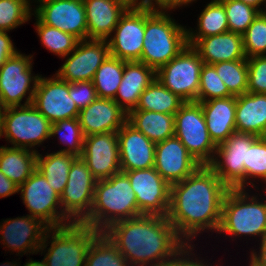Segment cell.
I'll use <instances>...</instances> for the list:
<instances>
[{
	"label": "cell",
	"mask_w": 266,
	"mask_h": 266,
	"mask_svg": "<svg viewBox=\"0 0 266 266\" xmlns=\"http://www.w3.org/2000/svg\"><path fill=\"white\" fill-rule=\"evenodd\" d=\"M228 190L208 165H201L193 174L170 186L167 218L186 244L205 229L217 233Z\"/></svg>",
	"instance_id": "1"
},
{
	"label": "cell",
	"mask_w": 266,
	"mask_h": 266,
	"mask_svg": "<svg viewBox=\"0 0 266 266\" xmlns=\"http://www.w3.org/2000/svg\"><path fill=\"white\" fill-rule=\"evenodd\" d=\"M103 232L129 266H162L186 245L169 219L158 215L120 220Z\"/></svg>",
	"instance_id": "2"
},
{
	"label": "cell",
	"mask_w": 266,
	"mask_h": 266,
	"mask_svg": "<svg viewBox=\"0 0 266 266\" xmlns=\"http://www.w3.org/2000/svg\"><path fill=\"white\" fill-rule=\"evenodd\" d=\"M142 216L130 180L124 172L98 180L89 215L81 224L103 232L111 224Z\"/></svg>",
	"instance_id": "3"
},
{
	"label": "cell",
	"mask_w": 266,
	"mask_h": 266,
	"mask_svg": "<svg viewBox=\"0 0 266 266\" xmlns=\"http://www.w3.org/2000/svg\"><path fill=\"white\" fill-rule=\"evenodd\" d=\"M167 11L145 8V31L141 59L157 71L187 45V29L177 24Z\"/></svg>",
	"instance_id": "4"
},
{
	"label": "cell",
	"mask_w": 266,
	"mask_h": 266,
	"mask_svg": "<svg viewBox=\"0 0 266 266\" xmlns=\"http://www.w3.org/2000/svg\"><path fill=\"white\" fill-rule=\"evenodd\" d=\"M246 189H229L222 202L218 233L231 236L266 237V200H257ZM256 235V236H255Z\"/></svg>",
	"instance_id": "5"
},
{
	"label": "cell",
	"mask_w": 266,
	"mask_h": 266,
	"mask_svg": "<svg viewBox=\"0 0 266 266\" xmlns=\"http://www.w3.org/2000/svg\"><path fill=\"white\" fill-rule=\"evenodd\" d=\"M51 124L32 104L6 107L3 113L2 136L15 148L38 152L33 147L50 139Z\"/></svg>",
	"instance_id": "6"
},
{
	"label": "cell",
	"mask_w": 266,
	"mask_h": 266,
	"mask_svg": "<svg viewBox=\"0 0 266 266\" xmlns=\"http://www.w3.org/2000/svg\"><path fill=\"white\" fill-rule=\"evenodd\" d=\"M203 64L198 52L187 44L175 58L156 71V78L184 102H198Z\"/></svg>",
	"instance_id": "7"
},
{
	"label": "cell",
	"mask_w": 266,
	"mask_h": 266,
	"mask_svg": "<svg viewBox=\"0 0 266 266\" xmlns=\"http://www.w3.org/2000/svg\"><path fill=\"white\" fill-rule=\"evenodd\" d=\"M175 136L188 152L201 164L209 165L216 152L198 102H185L174 114Z\"/></svg>",
	"instance_id": "8"
},
{
	"label": "cell",
	"mask_w": 266,
	"mask_h": 266,
	"mask_svg": "<svg viewBox=\"0 0 266 266\" xmlns=\"http://www.w3.org/2000/svg\"><path fill=\"white\" fill-rule=\"evenodd\" d=\"M98 230L81 223L51 228V243L45 266H85L86 255Z\"/></svg>",
	"instance_id": "9"
},
{
	"label": "cell",
	"mask_w": 266,
	"mask_h": 266,
	"mask_svg": "<svg viewBox=\"0 0 266 266\" xmlns=\"http://www.w3.org/2000/svg\"><path fill=\"white\" fill-rule=\"evenodd\" d=\"M18 192L21 193L29 215L40 219L49 228H60L73 223L62 211L60 196L39 170L36 169L19 186ZM58 208L60 211H57Z\"/></svg>",
	"instance_id": "10"
},
{
	"label": "cell",
	"mask_w": 266,
	"mask_h": 266,
	"mask_svg": "<svg viewBox=\"0 0 266 266\" xmlns=\"http://www.w3.org/2000/svg\"><path fill=\"white\" fill-rule=\"evenodd\" d=\"M32 59L33 55L26 56L17 52L0 65V104L4 108L32 104L40 76H33L31 73ZM26 93L28 97L24 104H21Z\"/></svg>",
	"instance_id": "11"
},
{
	"label": "cell",
	"mask_w": 266,
	"mask_h": 266,
	"mask_svg": "<svg viewBox=\"0 0 266 266\" xmlns=\"http://www.w3.org/2000/svg\"><path fill=\"white\" fill-rule=\"evenodd\" d=\"M257 138L253 134L234 132L217 145L215 156L208 166L229 189H245L247 147Z\"/></svg>",
	"instance_id": "12"
},
{
	"label": "cell",
	"mask_w": 266,
	"mask_h": 266,
	"mask_svg": "<svg viewBox=\"0 0 266 266\" xmlns=\"http://www.w3.org/2000/svg\"><path fill=\"white\" fill-rule=\"evenodd\" d=\"M96 182L85 161L76 157L60 196L62 211L73 223H81L89 215Z\"/></svg>",
	"instance_id": "13"
},
{
	"label": "cell",
	"mask_w": 266,
	"mask_h": 266,
	"mask_svg": "<svg viewBox=\"0 0 266 266\" xmlns=\"http://www.w3.org/2000/svg\"><path fill=\"white\" fill-rule=\"evenodd\" d=\"M3 221L2 225L0 224V238L3 246L5 245V248H9L12 252H18L21 255L28 252L37 254L49 246L47 241L51 236V228L40 219L28 214Z\"/></svg>",
	"instance_id": "14"
},
{
	"label": "cell",
	"mask_w": 266,
	"mask_h": 266,
	"mask_svg": "<svg viewBox=\"0 0 266 266\" xmlns=\"http://www.w3.org/2000/svg\"><path fill=\"white\" fill-rule=\"evenodd\" d=\"M121 172H124L130 180L142 215L167 217L170 206V185L154 167Z\"/></svg>",
	"instance_id": "15"
},
{
	"label": "cell",
	"mask_w": 266,
	"mask_h": 266,
	"mask_svg": "<svg viewBox=\"0 0 266 266\" xmlns=\"http://www.w3.org/2000/svg\"><path fill=\"white\" fill-rule=\"evenodd\" d=\"M32 105L51 123L78 118L80 111L69 95V83L56 74L48 79L39 76Z\"/></svg>",
	"instance_id": "16"
},
{
	"label": "cell",
	"mask_w": 266,
	"mask_h": 266,
	"mask_svg": "<svg viewBox=\"0 0 266 266\" xmlns=\"http://www.w3.org/2000/svg\"><path fill=\"white\" fill-rule=\"evenodd\" d=\"M34 15L41 23L74 35L79 40L88 39L85 7L82 0H36Z\"/></svg>",
	"instance_id": "17"
},
{
	"label": "cell",
	"mask_w": 266,
	"mask_h": 266,
	"mask_svg": "<svg viewBox=\"0 0 266 266\" xmlns=\"http://www.w3.org/2000/svg\"><path fill=\"white\" fill-rule=\"evenodd\" d=\"M109 55L106 39L79 40L76 48L67 55L65 63L55 74L68 83L92 81L97 69Z\"/></svg>",
	"instance_id": "18"
},
{
	"label": "cell",
	"mask_w": 266,
	"mask_h": 266,
	"mask_svg": "<svg viewBox=\"0 0 266 266\" xmlns=\"http://www.w3.org/2000/svg\"><path fill=\"white\" fill-rule=\"evenodd\" d=\"M145 31V8H128L106 39L110 55L126 62L140 61Z\"/></svg>",
	"instance_id": "19"
},
{
	"label": "cell",
	"mask_w": 266,
	"mask_h": 266,
	"mask_svg": "<svg viewBox=\"0 0 266 266\" xmlns=\"http://www.w3.org/2000/svg\"><path fill=\"white\" fill-rule=\"evenodd\" d=\"M81 158L97 181L121 172L117 132L85 136Z\"/></svg>",
	"instance_id": "20"
},
{
	"label": "cell",
	"mask_w": 266,
	"mask_h": 266,
	"mask_svg": "<svg viewBox=\"0 0 266 266\" xmlns=\"http://www.w3.org/2000/svg\"><path fill=\"white\" fill-rule=\"evenodd\" d=\"M200 166L175 135L156 143L154 168L170 186L184 180Z\"/></svg>",
	"instance_id": "21"
},
{
	"label": "cell",
	"mask_w": 266,
	"mask_h": 266,
	"mask_svg": "<svg viewBox=\"0 0 266 266\" xmlns=\"http://www.w3.org/2000/svg\"><path fill=\"white\" fill-rule=\"evenodd\" d=\"M121 171L154 167L156 143L128 121L117 131Z\"/></svg>",
	"instance_id": "22"
},
{
	"label": "cell",
	"mask_w": 266,
	"mask_h": 266,
	"mask_svg": "<svg viewBox=\"0 0 266 266\" xmlns=\"http://www.w3.org/2000/svg\"><path fill=\"white\" fill-rule=\"evenodd\" d=\"M127 118L128 113L114 99L99 97L78 114L85 136L117 132L127 122Z\"/></svg>",
	"instance_id": "23"
},
{
	"label": "cell",
	"mask_w": 266,
	"mask_h": 266,
	"mask_svg": "<svg viewBox=\"0 0 266 266\" xmlns=\"http://www.w3.org/2000/svg\"><path fill=\"white\" fill-rule=\"evenodd\" d=\"M192 47L198 52L204 64L246 60L243 35L226 32L198 39Z\"/></svg>",
	"instance_id": "24"
},
{
	"label": "cell",
	"mask_w": 266,
	"mask_h": 266,
	"mask_svg": "<svg viewBox=\"0 0 266 266\" xmlns=\"http://www.w3.org/2000/svg\"><path fill=\"white\" fill-rule=\"evenodd\" d=\"M198 103L202 107L209 136L216 146L236 132V96Z\"/></svg>",
	"instance_id": "25"
},
{
	"label": "cell",
	"mask_w": 266,
	"mask_h": 266,
	"mask_svg": "<svg viewBox=\"0 0 266 266\" xmlns=\"http://www.w3.org/2000/svg\"><path fill=\"white\" fill-rule=\"evenodd\" d=\"M88 39H108L128 7L118 0H82Z\"/></svg>",
	"instance_id": "26"
},
{
	"label": "cell",
	"mask_w": 266,
	"mask_h": 266,
	"mask_svg": "<svg viewBox=\"0 0 266 266\" xmlns=\"http://www.w3.org/2000/svg\"><path fill=\"white\" fill-rule=\"evenodd\" d=\"M156 71L139 61L125 62L114 100L127 112L135 109L141 93L154 81Z\"/></svg>",
	"instance_id": "27"
},
{
	"label": "cell",
	"mask_w": 266,
	"mask_h": 266,
	"mask_svg": "<svg viewBox=\"0 0 266 266\" xmlns=\"http://www.w3.org/2000/svg\"><path fill=\"white\" fill-rule=\"evenodd\" d=\"M236 132L266 137V94L236 96Z\"/></svg>",
	"instance_id": "28"
},
{
	"label": "cell",
	"mask_w": 266,
	"mask_h": 266,
	"mask_svg": "<svg viewBox=\"0 0 266 266\" xmlns=\"http://www.w3.org/2000/svg\"><path fill=\"white\" fill-rule=\"evenodd\" d=\"M38 152L15 147H0V171L18 186L37 168Z\"/></svg>",
	"instance_id": "29"
},
{
	"label": "cell",
	"mask_w": 266,
	"mask_h": 266,
	"mask_svg": "<svg viewBox=\"0 0 266 266\" xmlns=\"http://www.w3.org/2000/svg\"><path fill=\"white\" fill-rule=\"evenodd\" d=\"M127 121L149 140L158 143L175 135L174 115L147 110H131Z\"/></svg>",
	"instance_id": "30"
},
{
	"label": "cell",
	"mask_w": 266,
	"mask_h": 266,
	"mask_svg": "<svg viewBox=\"0 0 266 266\" xmlns=\"http://www.w3.org/2000/svg\"><path fill=\"white\" fill-rule=\"evenodd\" d=\"M75 155L63 152L37 154V170L46 178L49 185L59 196L63 193L68 181V174Z\"/></svg>",
	"instance_id": "31"
},
{
	"label": "cell",
	"mask_w": 266,
	"mask_h": 266,
	"mask_svg": "<svg viewBox=\"0 0 266 266\" xmlns=\"http://www.w3.org/2000/svg\"><path fill=\"white\" fill-rule=\"evenodd\" d=\"M197 27V33L187 29V44L190 46L198 39L229 31L225 8L220 0H213L205 6L198 18Z\"/></svg>",
	"instance_id": "32"
},
{
	"label": "cell",
	"mask_w": 266,
	"mask_h": 266,
	"mask_svg": "<svg viewBox=\"0 0 266 266\" xmlns=\"http://www.w3.org/2000/svg\"><path fill=\"white\" fill-rule=\"evenodd\" d=\"M185 102L164 87L157 78L141 93L133 110H147L174 115Z\"/></svg>",
	"instance_id": "33"
},
{
	"label": "cell",
	"mask_w": 266,
	"mask_h": 266,
	"mask_svg": "<svg viewBox=\"0 0 266 266\" xmlns=\"http://www.w3.org/2000/svg\"><path fill=\"white\" fill-rule=\"evenodd\" d=\"M125 62L109 55L97 69L92 81L99 98H115L123 78Z\"/></svg>",
	"instance_id": "34"
},
{
	"label": "cell",
	"mask_w": 266,
	"mask_h": 266,
	"mask_svg": "<svg viewBox=\"0 0 266 266\" xmlns=\"http://www.w3.org/2000/svg\"><path fill=\"white\" fill-rule=\"evenodd\" d=\"M85 266H129V264L108 236L104 232H99L89 246Z\"/></svg>",
	"instance_id": "35"
},
{
	"label": "cell",
	"mask_w": 266,
	"mask_h": 266,
	"mask_svg": "<svg viewBox=\"0 0 266 266\" xmlns=\"http://www.w3.org/2000/svg\"><path fill=\"white\" fill-rule=\"evenodd\" d=\"M36 19V32L42 45L51 53L66 58L77 46L79 39L70 33L41 23Z\"/></svg>",
	"instance_id": "36"
},
{
	"label": "cell",
	"mask_w": 266,
	"mask_h": 266,
	"mask_svg": "<svg viewBox=\"0 0 266 266\" xmlns=\"http://www.w3.org/2000/svg\"><path fill=\"white\" fill-rule=\"evenodd\" d=\"M217 74L233 96L247 93L248 65L247 60L223 61L214 63Z\"/></svg>",
	"instance_id": "37"
},
{
	"label": "cell",
	"mask_w": 266,
	"mask_h": 266,
	"mask_svg": "<svg viewBox=\"0 0 266 266\" xmlns=\"http://www.w3.org/2000/svg\"><path fill=\"white\" fill-rule=\"evenodd\" d=\"M60 134V135H59ZM59 135L62 144L66 148L57 152L70 153L76 157H81L83 153V144L85 135L79 124L78 118L60 120L51 124L50 138Z\"/></svg>",
	"instance_id": "38"
},
{
	"label": "cell",
	"mask_w": 266,
	"mask_h": 266,
	"mask_svg": "<svg viewBox=\"0 0 266 266\" xmlns=\"http://www.w3.org/2000/svg\"><path fill=\"white\" fill-rule=\"evenodd\" d=\"M225 8L230 32L243 35L260 11L240 0H220Z\"/></svg>",
	"instance_id": "39"
},
{
	"label": "cell",
	"mask_w": 266,
	"mask_h": 266,
	"mask_svg": "<svg viewBox=\"0 0 266 266\" xmlns=\"http://www.w3.org/2000/svg\"><path fill=\"white\" fill-rule=\"evenodd\" d=\"M31 0H0V30L10 32L29 21Z\"/></svg>",
	"instance_id": "40"
},
{
	"label": "cell",
	"mask_w": 266,
	"mask_h": 266,
	"mask_svg": "<svg viewBox=\"0 0 266 266\" xmlns=\"http://www.w3.org/2000/svg\"><path fill=\"white\" fill-rule=\"evenodd\" d=\"M244 166L245 187L250 184L257 188L253 182L247 181L254 178L263 179L266 183V137H258L247 147V163H244Z\"/></svg>",
	"instance_id": "41"
},
{
	"label": "cell",
	"mask_w": 266,
	"mask_h": 266,
	"mask_svg": "<svg viewBox=\"0 0 266 266\" xmlns=\"http://www.w3.org/2000/svg\"><path fill=\"white\" fill-rule=\"evenodd\" d=\"M246 58L266 56V12H260L243 34Z\"/></svg>",
	"instance_id": "42"
},
{
	"label": "cell",
	"mask_w": 266,
	"mask_h": 266,
	"mask_svg": "<svg viewBox=\"0 0 266 266\" xmlns=\"http://www.w3.org/2000/svg\"><path fill=\"white\" fill-rule=\"evenodd\" d=\"M233 96L213 65L203 64L200 74L198 102Z\"/></svg>",
	"instance_id": "43"
},
{
	"label": "cell",
	"mask_w": 266,
	"mask_h": 266,
	"mask_svg": "<svg viewBox=\"0 0 266 266\" xmlns=\"http://www.w3.org/2000/svg\"><path fill=\"white\" fill-rule=\"evenodd\" d=\"M248 93L266 94V56L248 57Z\"/></svg>",
	"instance_id": "44"
},
{
	"label": "cell",
	"mask_w": 266,
	"mask_h": 266,
	"mask_svg": "<svg viewBox=\"0 0 266 266\" xmlns=\"http://www.w3.org/2000/svg\"><path fill=\"white\" fill-rule=\"evenodd\" d=\"M69 95L79 110L86 108L98 98L93 81L69 83Z\"/></svg>",
	"instance_id": "45"
},
{
	"label": "cell",
	"mask_w": 266,
	"mask_h": 266,
	"mask_svg": "<svg viewBox=\"0 0 266 266\" xmlns=\"http://www.w3.org/2000/svg\"><path fill=\"white\" fill-rule=\"evenodd\" d=\"M192 244H186L180 249L170 260L165 262L162 266H209V264H203L202 260L193 259L195 254L193 251L194 246ZM190 254V255H189ZM182 256V257H181ZM190 256H193L190 258Z\"/></svg>",
	"instance_id": "46"
},
{
	"label": "cell",
	"mask_w": 266,
	"mask_h": 266,
	"mask_svg": "<svg viewBox=\"0 0 266 266\" xmlns=\"http://www.w3.org/2000/svg\"><path fill=\"white\" fill-rule=\"evenodd\" d=\"M8 33L0 30V65L17 53Z\"/></svg>",
	"instance_id": "47"
},
{
	"label": "cell",
	"mask_w": 266,
	"mask_h": 266,
	"mask_svg": "<svg viewBox=\"0 0 266 266\" xmlns=\"http://www.w3.org/2000/svg\"><path fill=\"white\" fill-rule=\"evenodd\" d=\"M19 186L15 184L13 181L8 179L1 171H0V198H5L11 196L15 193H18Z\"/></svg>",
	"instance_id": "48"
},
{
	"label": "cell",
	"mask_w": 266,
	"mask_h": 266,
	"mask_svg": "<svg viewBox=\"0 0 266 266\" xmlns=\"http://www.w3.org/2000/svg\"><path fill=\"white\" fill-rule=\"evenodd\" d=\"M175 8H178V0H149V9L152 10L167 11Z\"/></svg>",
	"instance_id": "49"
},
{
	"label": "cell",
	"mask_w": 266,
	"mask_h": 266,
	"mask_svg": "<svg viewBox=\"0 0 266 266\" xmlns=\"http://www.w3.org/2000/svg\"><path fill=\"white\" fill-rule=\"evenodd\" d=\"M259 253L253 249L250 257L255 260L260 266H266V237L260 240ZM258 253V254H257Z\"/></svg>",
	"instance_id": "50"
},
{
	"label": "cell",
	"mask_w": 266,
	"mask_h": 266,
	"mask_svg": "<svg viewBox=\"0 0 266 266\" xmlns=\"http://www.w3.org/2000/svg\"><path fill=\"white\" fill-rule=\"evenodd\" d=\"M128 8H149V0H118Z\"/></svg>",
	"instance_id": "51"
},
{
	"label": "cell",
	"mask_w": 266,
	"mask_h": 266,
	"mask_svg": "<svg viewBox=\"0 0 266 266\" xmlns=\"http://www.w3.org/2000/svg\"><path fill=\"white\" fill-rule=\"evenodd\" d=\"M240 1H243L245 4H248V5L255 7L260 12H266V9L263 10V8L260 7L261 5L266 4V0H240ZM264 6L266 8V5H264Z\"/></svg>",
	"instance_id": "52"
},
{
	"label": "cell",
	"mask_w": 266,
	"mask_h": 266,
	"mask_svg": "<svg viewBox=\"0 0 266 266\" xmlns=\"http://www.w3.org/2000/svg\"><path fill=\"white\" fill-rule=\"evenodd\" d=\"M24 266H45L44 260L40 261H33L32 259H29L28 262L23 264Z\"/></svg>",
	"instance_id": "53"
},
{
	"label": "cell",
	"mask_w": 266,
	"mask_h": 266,
	"mask_svg": "<svg viewBox=\"0 0 266 266\" xmlns=\"http://www.w3.org/2000/svg\"><path fill=\"white\" fill-rule=\"evenodd\" d=\"M3 113H4V107L0 104V139L2 136Z\"/></svg>",
	"instance_id": "54"
},
{
	"label": "cell",
	"mask_w": 266,
	"mask_h": 266,
	"mask_svg": "<svg viewBox=\"0 0 266 266\" xmlns=\"http://www.w3.org/2000/svg\"><path fill=\"white\" fill-rule=\"evenodd\" d=\"M196 1V0H178V7L180 8V6L182 7L183 5H188L189 3Z\"/></svg>",
	"instance_id": "55"
},
{
	"label": "cell",
	"mask_w": 266,
	"mask_h": 266,
	"mask_svg": "<svg viewBox=\"0 0 266 266\" xmlns=\"http://www.w3.org/2000/svg\"><path fill=\"white\" fill-rule=\"evenodd\" d=\"M0 266H20V264H18L17 262L16 263L6 262V263L1 264Z\"/></svg>",
	"instance_id": "56"
},
{
	"label": "cell",
	"mask_w": 266,
	"mask_h": 266,
	"mask_svg": "<svg viewBox=\"0 0 266 266\" xmlns=\"http://www.w3.org/2000/svg\"><path fill=\"white\" fill-rule=\"evenodd\" d=\"M249 266H260L255 260H253L251 257H250V264Z\"/></svg>",
	"instance_id": "57"
}]
</instances>
